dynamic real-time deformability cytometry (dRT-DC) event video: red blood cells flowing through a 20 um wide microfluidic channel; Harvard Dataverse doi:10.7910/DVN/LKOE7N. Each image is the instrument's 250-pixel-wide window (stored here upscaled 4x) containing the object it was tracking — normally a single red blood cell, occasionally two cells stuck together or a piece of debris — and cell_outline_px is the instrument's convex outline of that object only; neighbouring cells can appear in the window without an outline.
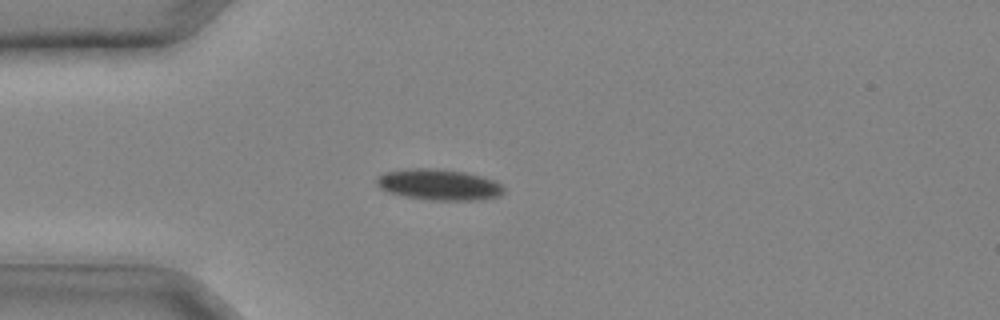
{"species": "common noctule bat (a hibernating species)", "species_latin": "Nyctalus noctula", "temperature_condition": "cold", "stored_images_in_passage": 32, "camera_frame_rate_fps": 3000, "um_per_image_px": 0.085, "animal": {"sex": "male", "body_mass_g": 20.4}, "frame": {"image": 1, "passage_image": 8, "time_ms": 2.333, "image_size_px": [1000, 320], "cell_outline_px": [[504, 192], [500, 196], [480, 200], [432, 200], [404, 196], [388, 192], [380, 188], [376, 184], [376, 180], [384, 172], [416, 168], [436, 168], [464, 172], [496, 180], [504, 188]], "centroid_in_image_um": [37.33, 15.7], "position_along_channel_um": 47.7, "area_um2": 22.95}}
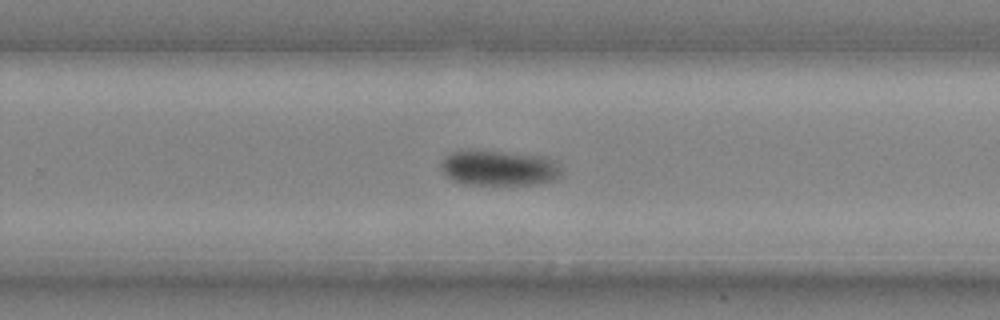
{"frame": {"image": 2, "passage_image": 21, "time_ms": 6.667, "image_size_px": [1000, 320], "cell_outline_px": [[560, 176], [552, 180], [536, 184], [464, 184], [452, 180], [444, 172], [440, 164], [444, 156], [452, 152], [476, 148], [548, 156], [560, 168]], "centroid_in_image_um": [42.38, 14.23], "position_along_channel_um": 287.4, "area_um2": 25.2}}
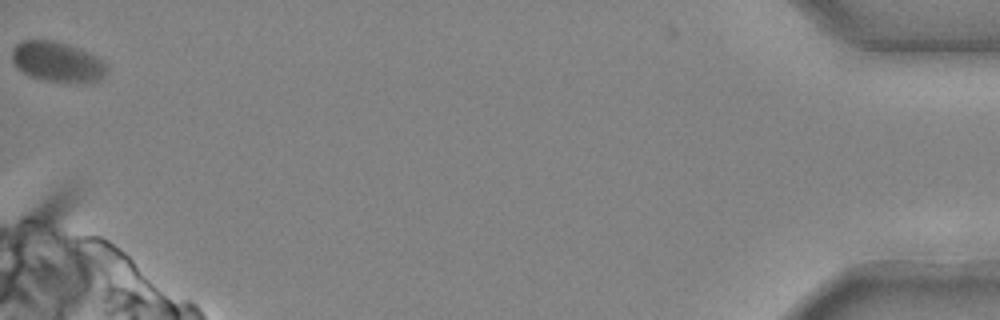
{"frame": {"image": 3, "passage_image": 32, "time_ms": 10.333, "image_size_px": [1000, 320], "cell_outline_px": [[108, 72], [104, 76], [96, 80], [44, 80], [32, 76], [16, 68], [12, 60], [12, 48], [20, 40], [56, 40], [68, 44], [88, 52], [104, 60], [108, 64]], "centroid_in_image_um": [4.86, 5.2], "position_along_channel_um": 430.3, "area_um2": 21.85}}